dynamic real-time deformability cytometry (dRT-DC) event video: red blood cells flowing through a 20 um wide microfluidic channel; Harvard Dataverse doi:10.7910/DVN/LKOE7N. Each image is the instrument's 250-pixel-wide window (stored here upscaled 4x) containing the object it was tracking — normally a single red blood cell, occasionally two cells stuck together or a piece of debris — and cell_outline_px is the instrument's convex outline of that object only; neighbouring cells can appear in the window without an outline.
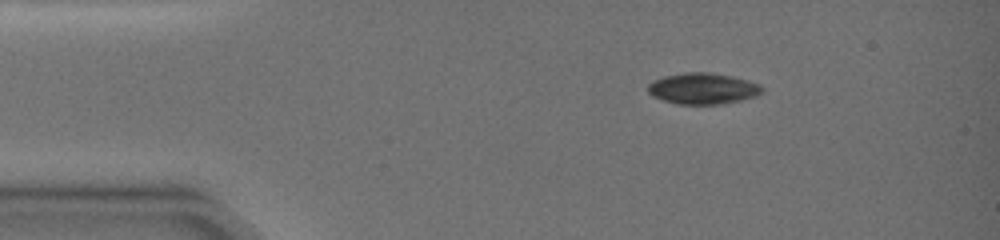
{"species": "common noctule bat (a hibernating species)", "species_latin": "Nyctalus noctula", "temperature_condition": "warm", "stored_images_in_passage": 7, "camera_frame_rate_fps": 3000, "um_per_image_px": 0.085, "animal": {"sex": "female", "body_mass_g": 19.0, "forearm_length_mm": 51.5}, "frame": {"image": 1, "passage_image": 1, "time_ms": 0.0, "image_size_px": [1000, 240], "cell_outline_px": [[764, 92], [756, 96], [740, 100], [720, 104], [680, 104], [664, 100], [652, 96], [648, 92], [648, 84], [652, 80], [664, 76], [684, 72], [708, 72], [732, 76], [748, 80], [760, 84], [764, 88]], "centroid_in_image_um": [59.76, 7.51], "position_along_channel_um": 25.2, "area_um2": 20.81}}